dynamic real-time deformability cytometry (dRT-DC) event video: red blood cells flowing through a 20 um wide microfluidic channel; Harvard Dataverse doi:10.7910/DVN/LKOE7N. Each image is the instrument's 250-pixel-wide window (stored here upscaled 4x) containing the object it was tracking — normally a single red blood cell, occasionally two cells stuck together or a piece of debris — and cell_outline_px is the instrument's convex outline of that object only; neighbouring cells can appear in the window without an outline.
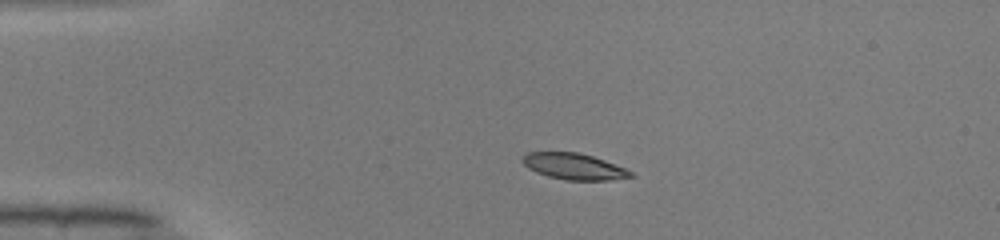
{"species": "common noctule bat (a hibernating species)", "species_latin": "Nyctalus noctula", "temperature_condition": "warm", "stored_images_in_passage": 40, "camera_frame_rate_fps": 3000, "um_per_image_px": 0.085, "animal": {"sex": "male", "body_mass_g": 19.0, "forearm_length_mm": 50.8}, "frame": {"image": 1, "passage_image": 1, "time_ms": 0.0, "image_size_px": [1000, 240], "cell_outline_px": [[636, 176], [608, 180], [564, 180], [548, 176], [536, 172], [528, 168], [520, 160], [524, 152], [580, 152], [604, 160], [624, 168], [632, 172]], "centroid_in_image_um": [48.74, 14.14], "position_along_channel_um": 36.3, "area_um2": 16.59}}
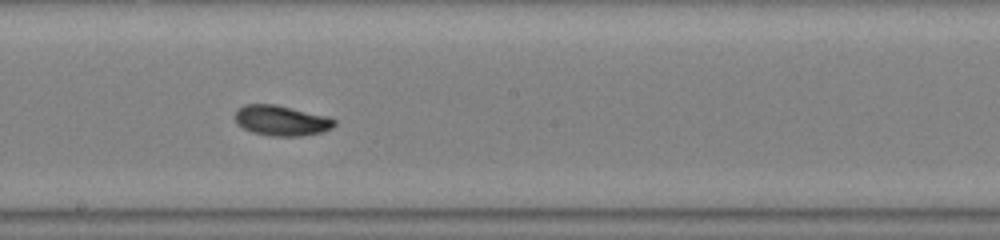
{"frame": {"image": 2, "passage_image": 18, "time_ms": 5.667, "image_size_px": [1000, 240], "cell_outline_px": [[336, 124], [332, 128], [320, 132], [300, 136], [272, 136], [252, 132], [236, 124], [236, 112], [244, 104], [276, 104], [328, 116], [336, 120]], "centroid_in_image_um": [23.94, 10.24], "position_along_channel_um": 224.3, "area_um2": 17.51}}
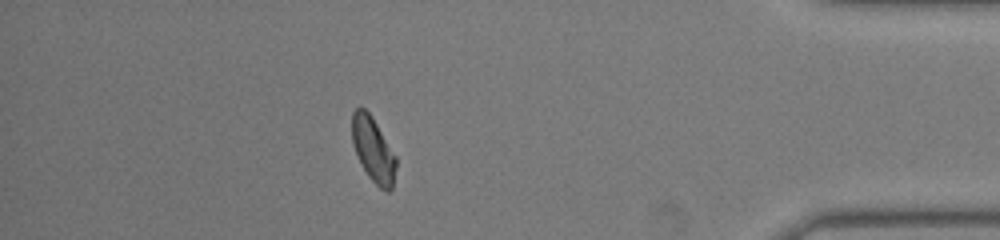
{"frame": {"image": 3, "passage_image": 34, "time_ms": 11.0, "image_size_px": [1000, 240], "cell_outline_px": [[396, 168], [392, 188], [388, 192], [384, 192], [368, 176], [360, 164], [352, 144], [352, 112], [360, 104], [372, 116], [396, 156]], "centroid_in_image_um": [31.7, 12.71], "position_along_channel_um": 403.5, "area_um2": 16.82}, "authors_computed_cell_mechanics": {"area_um2": 17.0799, "velocity_mm_per_s": 4.0836, "shape_relaxation_time_tau1_ms": 3.3421, "shape_relaxation_time_tau2_ms": 2.4192, "deformation_change_tau1": 0.1459, "deformation_change_tau2": 0.0619}}